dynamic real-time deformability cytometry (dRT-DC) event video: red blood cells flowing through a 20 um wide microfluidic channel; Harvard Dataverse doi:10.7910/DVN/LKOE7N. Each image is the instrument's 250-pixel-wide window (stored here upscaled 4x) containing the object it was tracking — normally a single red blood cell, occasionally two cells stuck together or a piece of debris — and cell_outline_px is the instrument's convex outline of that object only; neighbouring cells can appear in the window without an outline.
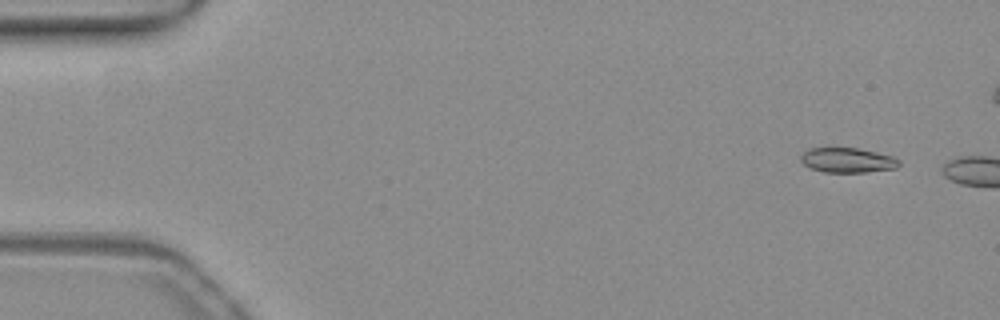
{"species": "common noctule bat (a hibernating species)", "species_latin": "Nyctalus noctula", "temperature_condition": "warm", "stored_images_in_passage": 8, "camera_frame_rate_fps": 3000, "um_per_image_px": 0.085, "animal": {"sex": "female", "body_mass_g": 19.3, "forearm_length_mm": 54.1}, "frame": {"image": 1, "passage_image": 4, "time_ms": 1.0, "image_size_px": [1000, 320], "cell_outline_px": [[900, 164], [896, 168], [868, 172], [824, 172], [812, 168], [804, 164], [800, 160], [800, 156], [808, 148], [856, 148], [876, 152], [892, 156], [900, 160]], "centroid_in_image_um": [72.04, 13.62], "position_along_channel_um": 13.0, "area_um2": 14.16}}